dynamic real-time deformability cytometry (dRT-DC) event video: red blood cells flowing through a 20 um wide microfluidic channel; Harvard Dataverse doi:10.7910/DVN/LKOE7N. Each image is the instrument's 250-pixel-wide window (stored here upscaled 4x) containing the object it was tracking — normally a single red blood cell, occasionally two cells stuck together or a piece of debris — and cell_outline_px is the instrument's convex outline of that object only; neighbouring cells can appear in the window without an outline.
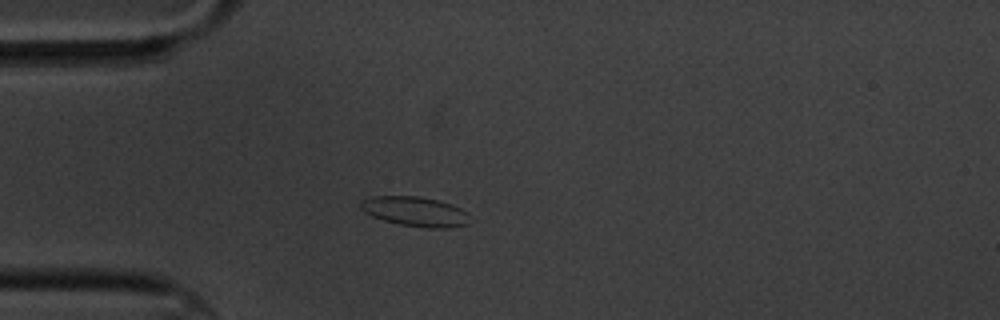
{"species": "common noctule bat (a hibernating species)", "species_latin": "Nyctalus noctula", "temperature_condition": "cold", "stored_images_in_passage": 6, "camera_frame_rate_fps": 3000, "um_per_image_px": 0.085, "animal": {"sex": "male", "body_mass_g": 20.1, "forearm_length_mm": 53.5}, "frame": {"image": 1, "passage_image": 3, "time_ms": 2.333, "image_size_px": [1000, 320], "cell_outline_px": [[472, 220], [468, 224], [448, 228], [428, 228], [400, 224], [384, 220], [372, 216], [360, 208], [360, 204], [364, 200], [372, 196], [420, 196], [440, 200], [452, 204], [468, 212]], "centroid_in_image_um": [35.37, 17.98], "position_along_channel_um": 49.6, "area_um2": 19.02}}
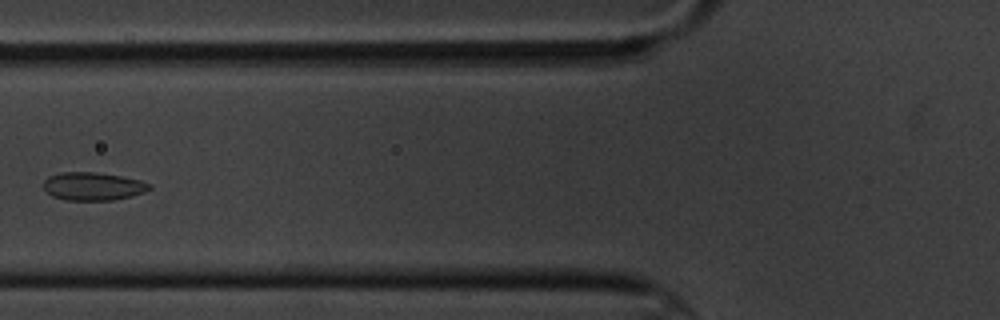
{"frame": {"image": 2, "passage_image": 5, "time_ms": 4.667, "image_size_px": [1000, 320], "cell_outline_px": [[152, 188], [144, 192], [132, 196], [112, 200], [68, 200], [52, 196], [44, 188], [44, 180], [48, 176], [60, 172], [96, 172], [120, 176], [140, 180], [152, 184]], "centroid_in_image_um": [7.92, 15.83], "position_along_channel_um": 117.9, "area_um2": 17.34}}
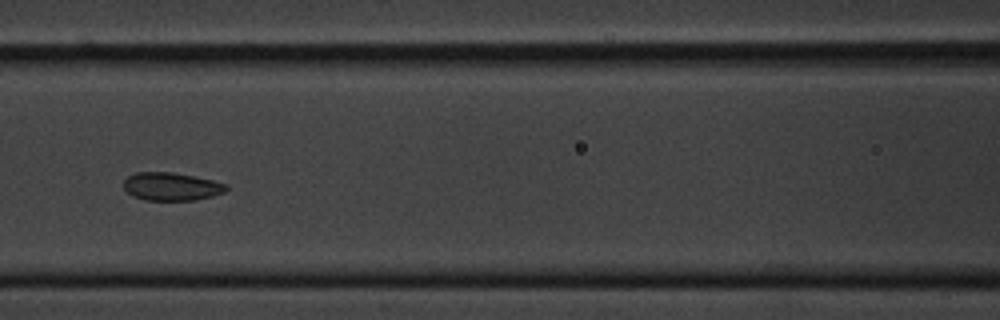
{"frame": {"image": 3, "passage_image": 6, "time_ms": 5.667, "image_size_px": [1000, 320], "cell_outline_px": [[228, 188], [224, 192], [212, 196], [196, 200], [144, 200], [132, 196], [124, 188], [124, 180], [128, 176], [136, 172], [172, 172], [212, 180], [228, 184]], "centroid_in_image_um": [14.56, 15.86], "position_along_channel_um": 152.0, "area_um2": 16.76}}